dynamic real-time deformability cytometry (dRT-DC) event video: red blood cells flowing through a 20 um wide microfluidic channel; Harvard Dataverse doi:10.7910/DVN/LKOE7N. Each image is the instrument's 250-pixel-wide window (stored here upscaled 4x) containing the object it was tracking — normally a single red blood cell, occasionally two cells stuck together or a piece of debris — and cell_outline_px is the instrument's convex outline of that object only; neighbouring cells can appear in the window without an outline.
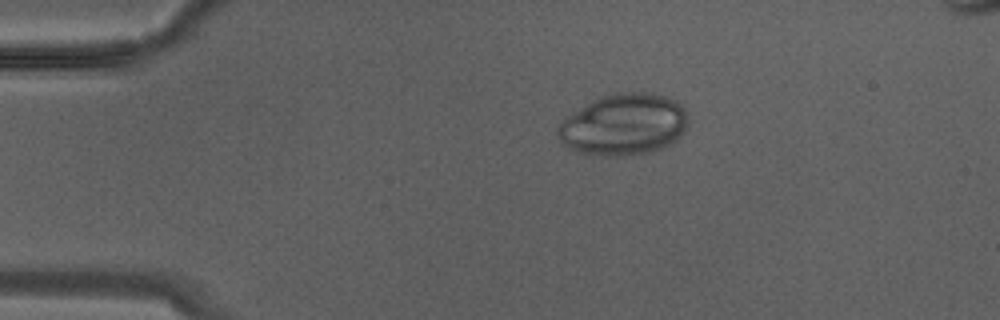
{"species": "Egyptian fruit bat (a non-hibernating species)", "species_latin": "Rousettus aegyptiacus", "temperature_condition": "warm", "stored_images_in_passage": 6, "camera_frame_rate_fps": 3000, "um_per_image_px": 0.085, "animal": {"sex": "male"}, "frame": {"image": 1, "passage_image": 1, "time_ms": 0.0, "image_size_px": [1000, 320], "cell_outline_px": [[688, 124], [684, 132], [676, 140], [652, 152], [624, 156], [588, 156], [568, 148], [556, 136], [556, 128], [568, 116], [596, 96], [612, 92], [652, 92], [676, 100], [684, 108], [688, 120]], "centroid_in_image_um": [52.99, 10.58], "position_along_channel_um": 32.0, "area_um2": 47.45}}